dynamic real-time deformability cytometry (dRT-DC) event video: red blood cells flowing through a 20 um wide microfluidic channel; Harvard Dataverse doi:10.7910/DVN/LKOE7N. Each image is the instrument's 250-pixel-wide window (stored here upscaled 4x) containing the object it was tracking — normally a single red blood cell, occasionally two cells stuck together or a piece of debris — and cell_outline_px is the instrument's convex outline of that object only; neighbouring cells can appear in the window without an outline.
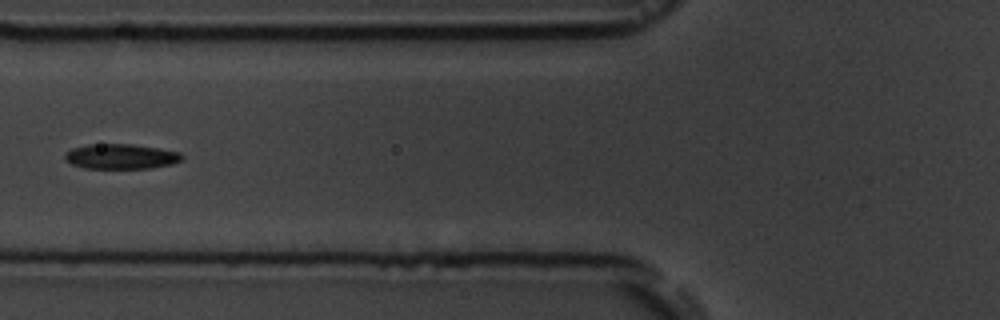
{"species": "common noctule bat (a hibernating species)", "species_latin": "Nyctalus noctula", "temperature_condition": "room temperature", "stored_images_in_passage": 6, "camera_frame_rate_fps": 3000, "um_per_image_px": 0.085, "animal": {"sex": "male", "body_mass_g": 19.5, "forearm_length_mm": 54.6}, "frame": {"image": 1, "passage_image": 6, "time_ms": 5.667, "image_size_px": [1000, 320], "cell_outline_px": [[184, 160], [172, 164], [152, 168], [84, 168], [72, 164], [64, 160], [64, 152], [72, 148], [88, 144], [132, 144], [180, 152], [184, 156]], "centroid_in_image_um": [10.27, 13.3], "position_along_channel_um": 115.5, "area_um2": 17.22}}